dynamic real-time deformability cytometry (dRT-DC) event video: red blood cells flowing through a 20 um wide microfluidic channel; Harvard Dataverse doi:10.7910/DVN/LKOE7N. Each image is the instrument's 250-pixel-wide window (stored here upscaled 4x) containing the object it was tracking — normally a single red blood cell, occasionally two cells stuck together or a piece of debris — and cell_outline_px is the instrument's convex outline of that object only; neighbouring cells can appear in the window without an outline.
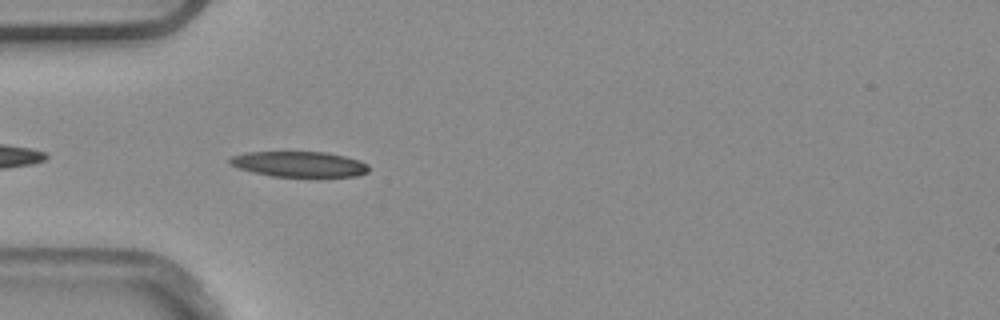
{"species": "common noctule bat (a hibernating species)", "species_latin": "Nyctalus noctula", "temperature_condition": "warm", "stored_images_in_passage": 7, "camera_frame_rate_fps": 3000, "um_per_image_px": 0.085, "animal": {"sex": "male", "body_mass_g": 20.4}, "frame": {"image": 1, "passage_image": 4, "time_ms": 1.0, "image_size_px": [1000, 320], "cell_outline_px": [[368, 172], [356, 176], [272, 176], [252, 172], [228, 164], [228, 160], [232, 156], [244, 152], [328, 152], [360, 160], [368, 164]], "centroid_in_image_um": [25.41, 13.94], "position_along_channel_um": 59.6, "area_um2": 20.58}}
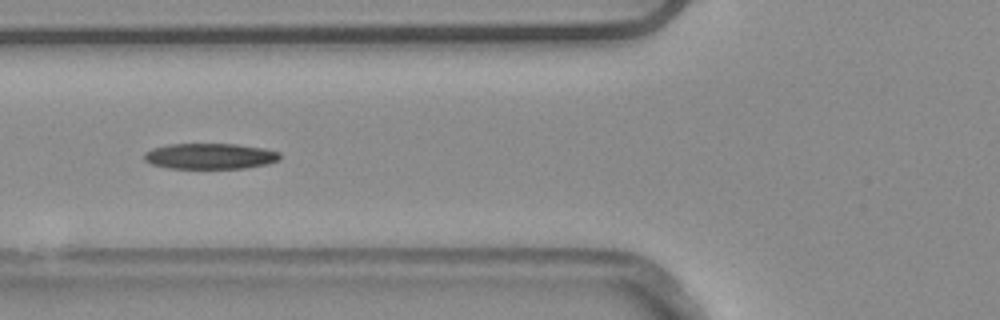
{"frame": {"image": 2, "passage_image": 5, "time_ms": 1.333, "image_size_px": [1000, 320], "cell_outline_px": [[280, 160], [268, 164], [244, 168], [168, 168], [152, 164], [144, 160], [144, 152], [152, 148], [172, 144], [236, 144], [264, 148], [280, 152]], "centroid_in_image_um": [17.87, 13.27], "position_along_channel_um": 107.9, "area_um2": 20.4}}